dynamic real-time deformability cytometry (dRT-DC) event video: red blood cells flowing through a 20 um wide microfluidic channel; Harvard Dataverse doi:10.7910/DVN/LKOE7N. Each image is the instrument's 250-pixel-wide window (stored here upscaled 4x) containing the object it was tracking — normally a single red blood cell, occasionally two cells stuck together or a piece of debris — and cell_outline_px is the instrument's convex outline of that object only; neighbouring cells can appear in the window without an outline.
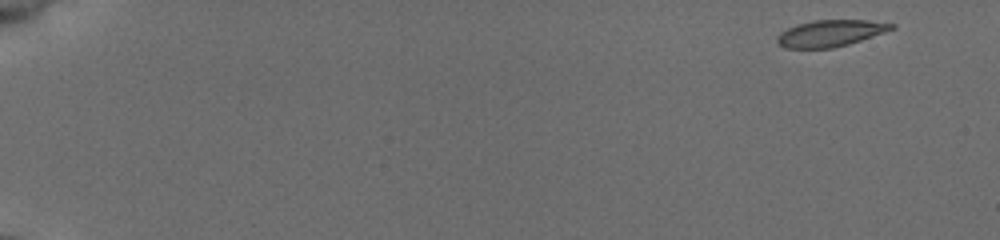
{"species": "common noctule bat (a hibernating species)", "species_latin": "Nyctalus noctula", "temperature_condition": "cold", "stored_images_in_passage": 52, "camera_frame_rate_fps": 3000, "um_per_image_px": 0.085, "animal": {"sex": "female", "body_mass_g": 19.5, "forearm_length_mm": 54.1}, "frame": {"image": 1, "passage_image": 1, "time_ms": 0.0, "image_size_px": [1000, 240], "cell_outline_px": [[896, 28], [848, 44], [832, 48], [784, 48], [776, 40], [776, 36], [780, 32], [796, 24], [812, 20], [868, 20], [896, 24]], "centroid_in_image_um": [70.56, 2.82], "position_along_channel_um": 14.4, "area_um2": 17.69}}
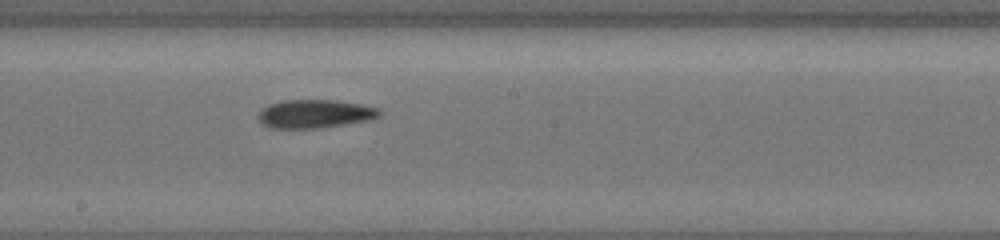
{"frame": {"image": 2, "passage_image": 30, "time_ms": 9.667, "image_size_px": [1000, 240], "cell_outline_px": [[380, 116], [368, 120], [320, 128], [268, 128], [256, 116], [268, 104], [284, 100], [336, 100], [360, 104], [376, 108], [380, 112]], "centroid_in_image_um": [26.73, 9.67], "position_along_channel_um": 221.5, "area_um2": 19.88}}
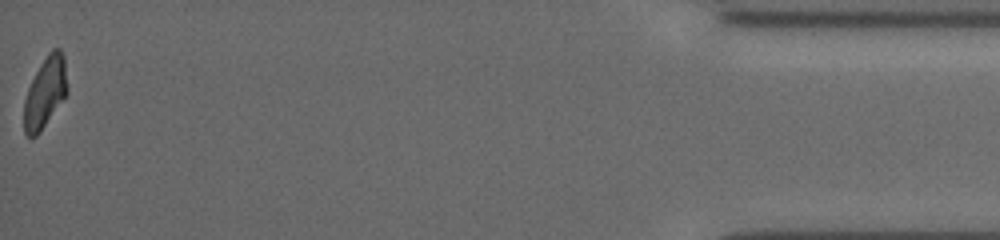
{"frame": {"image": 3, "passage_image": 52, "time_ms": 17.0, "image_size_px": [1000, 240], "cell_outline_px": [[68, 92], [40, 132], [32, 140], [24, 132], [24, 100], [28, 88], [40, 64], [48, 52], [52, 48], [60, 48], [64, 56], [68, 88]], "centroid_in_image_um": [3.84, 7.85], "position_along_channel_um": 431.4, "area_um2": 17.92}, "authors_computed_cell_mechanics": {"area_um2": 19.2474, "velocity_mm_per_s": 3.9127, "shape_relaxation_time_tau1_ms": 8.082, "shape_relaxation_time_tau2_ms": 6.8583, "deformation_change_tau1": 0.1749, "deformation_change_tau2": 0.152}}